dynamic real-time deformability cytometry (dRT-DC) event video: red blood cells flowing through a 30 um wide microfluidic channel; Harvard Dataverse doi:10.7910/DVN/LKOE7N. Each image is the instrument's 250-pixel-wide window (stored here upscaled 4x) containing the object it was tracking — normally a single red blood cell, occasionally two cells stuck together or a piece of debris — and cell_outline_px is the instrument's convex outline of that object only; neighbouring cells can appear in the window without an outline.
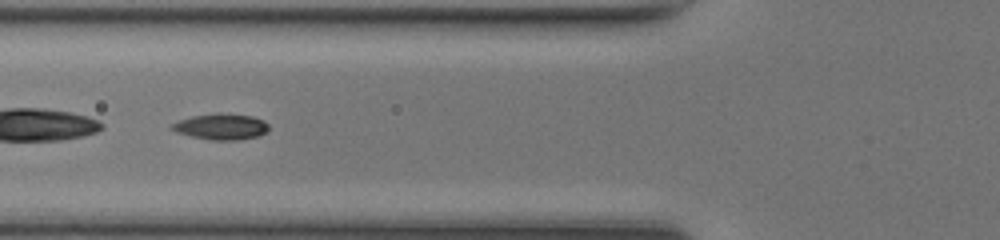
{"species": "common noctule bat (a hibernating species)", "species_latin": "Nyctalus noctula", "temperature_condition": "room temperature", "stored_images_in_passage": 32, "camera_frame_rate_fps": 3000, "um_per_image_px": 0.085, "animal": {"sex": "female", "body_mass_g": 17.0, "forearm_length_mm": 48.0}, "frame": {"image": 1, "passage_image": 4, "time_ms": 1.0, "image_size_px": [1000, 240], "cell_outline_px": [[268, 128], [260, 136], [240, 140], [212, 140], [192, 136], [176, 132], [168, 128], [172, 124], [180, 120], [192, 116], [216, 112], [220, 112], [252, 116], [264, 120], [268, 124]], "centroid_in_image_um": [18.79, 10.75], "position_along_channel_um": 107.0, "area_um2": 14.8}}
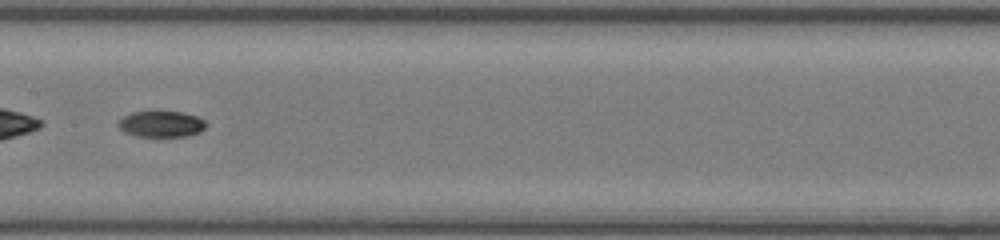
{"frame": {"image": 2, "passage_image": 10, "time_ms": 3.0, "image_size_px": [1000, 240], "cell_outline_px": [[208, 124], [200, 132], [184, 136], [136, 136], [120, 128], [116, 124], [124, 116], [132, 112], [180, 112], [196, 116], [204, 120]], "centroid_in_image_um": [13.73, 10.54], "position_along_channel_um": 193.7, "area_um2": 13.06}}
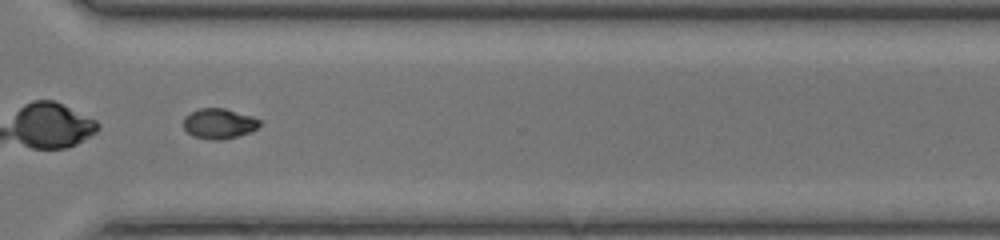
{"frame": {"image": 3, "passage_image": 21, "time_ms": 6.667, "image_size_px": [1000, 240], "cell_outline_px": [[260, 124], [252, 132], [220, 140], [212, 140], [192, 136], [184, 128], [184, 116], [200, 108], [224, 108], [252, 116], [260, 120]], "centroid_in_image_um": [18.61, 10.51], "position_along_channel_um": 352.0, "area_um2": 13.35}, "authors_computed_cell_mechanics": {"area_um2": 13.8431, "velocity_mm_per_s": 4.3263, "shape_relaxation_time_tau1_ms": 6.3921, "shape_relaxation_time_tau2_ms": null, "deformation_change_tau1": 0.1915, "deformation_change_tau2": null}}